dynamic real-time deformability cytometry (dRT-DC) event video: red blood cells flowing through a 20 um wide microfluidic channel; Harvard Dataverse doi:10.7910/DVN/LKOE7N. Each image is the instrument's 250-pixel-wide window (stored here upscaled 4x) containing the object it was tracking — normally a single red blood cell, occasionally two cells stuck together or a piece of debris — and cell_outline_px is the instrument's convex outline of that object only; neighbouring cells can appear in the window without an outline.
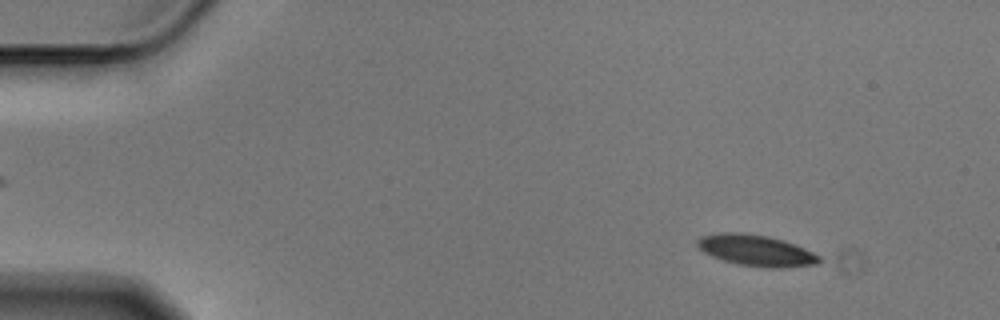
{"species": "Egyptian fruit bat (a non-hibernating species)", "species_latin": "Rousettus aegyptiacus", "temperature_condition": "cold", "stored_images_in_passage": 56, "camera_frame_rate_fps": 3000, "um_per_image_px": 0.085, "animal": {"sex": "male"}, "frame": {"image": 1, "passage_image": 6, "time_ms": 1.667, "image_size_px": [1000, 320], "cell_outline_px": [[824, 260], [816, 264], [780, 268], [768, 268], [740, 264], [724, 260], [712, 256], [704, 252], [696, 244], [696, 240], [700, 236], [720, 232], [740, 232], [768, 236], [784, 240], [796, 244], [820, 256]], "centroid_in_image_um": [64.28, 21.27], "position_along_channel_um": 20.7, "area_um2": 22.2}}
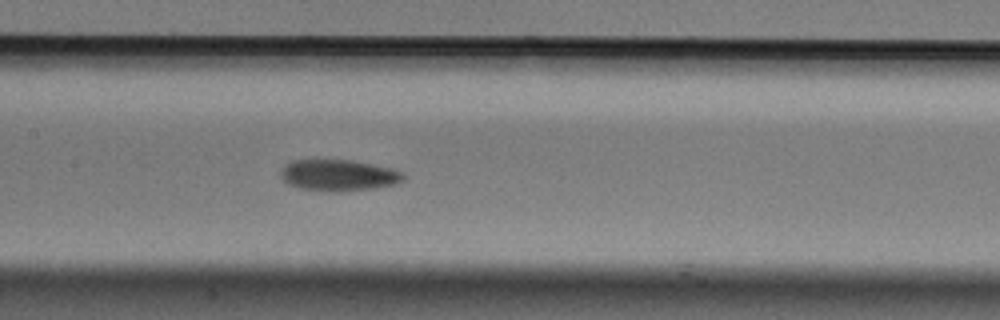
{"frame": {"image": 2, "passage_image": 27, "time_ms": 8.667, "image_size_px": [1000, 320], "cell_outline_px": [[404, 180], [392, 184], [376, 188], [340, 192], [328, 192], [300, 188], [288, 184], [280, 176], [280, 172], [284, 164], [292, 160], [352, 160], [392, 168], [404, 172]], "centroid_in_image_um": [28.76, 14.9], "position_along_channel_um": 178.6, "area_um2": 22.6}}
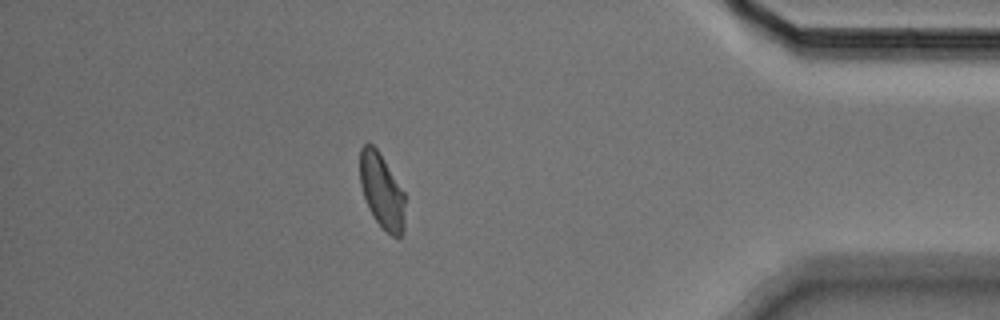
{"frame": {"image": 3, "passage_image": 49, "time_ms": 16.0, "image_size_px": [1000, 320], "cell_outline_px": [[404, 228], [400, 240], [392, 236], [372, 216], [368, 208], [360, 184], [360, 148], [364, 144], [372, 144], [376, 148], [384, 160], [404, 192]], "centroid_in_image_um": [32.45, 16.26], "position_along_channel_um": 402.8, "area_um2": 19.54}, "authors_computed_cell_mechanics": {"area_um2": 21.6172, "velocity_mm_per_s": 3.5594, "shape_relaxation_time_tau1_ms": 4.0814, "shape_relaxation_time_tau2_ms": 4.0919, "deformation_change_tau1": 0.1049, "deformation_change_tau2": 0.0801}}